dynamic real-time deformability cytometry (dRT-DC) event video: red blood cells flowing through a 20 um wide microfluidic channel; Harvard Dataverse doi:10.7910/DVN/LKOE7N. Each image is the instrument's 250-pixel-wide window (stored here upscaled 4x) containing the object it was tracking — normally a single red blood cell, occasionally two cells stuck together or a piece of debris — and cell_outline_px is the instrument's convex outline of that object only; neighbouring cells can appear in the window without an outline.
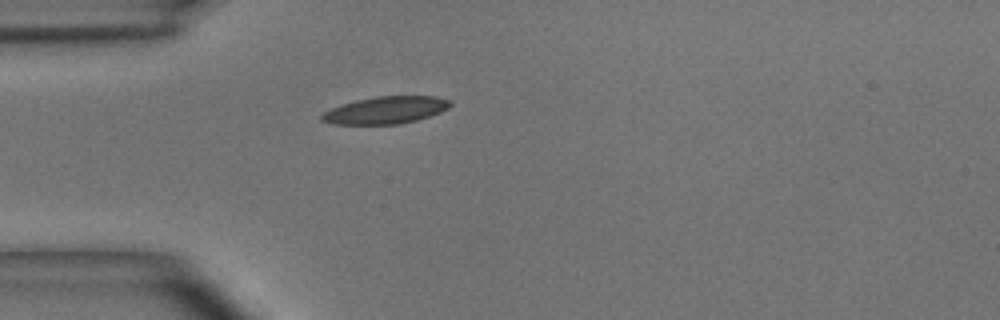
{"species": "common noctule bat (a hibernating species)", "species_latin": "Nyctalus noctula", "temperature_condition": "room temperature", "stored_images_in_passage": 1, "camera_frame_rate_fps": 3000, "um_per_image_px": 0.085, "animal": {"sex": "male", "body_mass_g": 15.6}, "frame": {"image": 1, "passage_image": 1, "time_ms": 0.0, "image_size_px": [1000, 320], "cell_outline_px": [[452, 104], [448, 108], [440, 112], [416, 120], [400, 124], [332, 124], [320, 120], [320, 116], [324, 112], [332, 108], [356, 100], [376, 96], [436, 96], [452, 100]], "centroid_in_image_um": [32.8, 9.36], "position_along_channel_um": 52.2, "area_um2": 20.35}}